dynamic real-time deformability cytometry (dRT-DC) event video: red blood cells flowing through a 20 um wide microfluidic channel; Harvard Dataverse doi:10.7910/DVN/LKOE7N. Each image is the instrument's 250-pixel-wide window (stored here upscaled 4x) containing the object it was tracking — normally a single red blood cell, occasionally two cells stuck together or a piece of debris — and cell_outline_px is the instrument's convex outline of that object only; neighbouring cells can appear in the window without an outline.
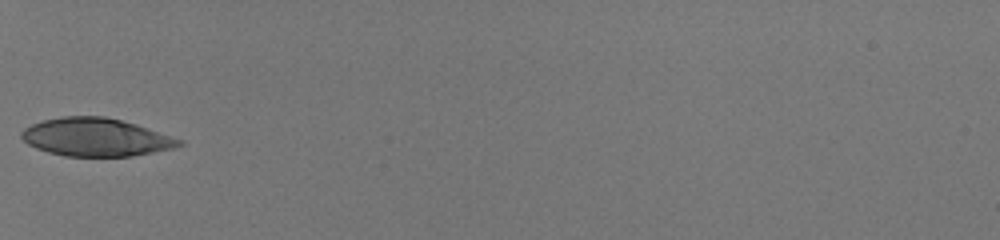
{"species": "human", "species_latin": "Homo sapiens", "temperature_condition": "room temperature", "stored_images_in_passage": 29, "camera_frame_rate_fps": 3000, "um_per_image_px": 0.085, "donor": {"sex": "male"}, "frame": {"image": 1, "passage_image": 1, "time_ms": 0.0, "image_size_px": [1000, 240], "cell_outline_px": [[184, 144], [172, 148], [132, 156], [64, 156], [48, 152], [36, 148], [28, 144], [20, 136], [20, 132], [24, 128], [32, 124], [44, 120], [60, 116], [104, 116], [136, 124], [184, 140]], "centroid_in_image_um": [8.13, 11.66], "position_along_channel_um": 76.9, "area_um2": 34.91}}
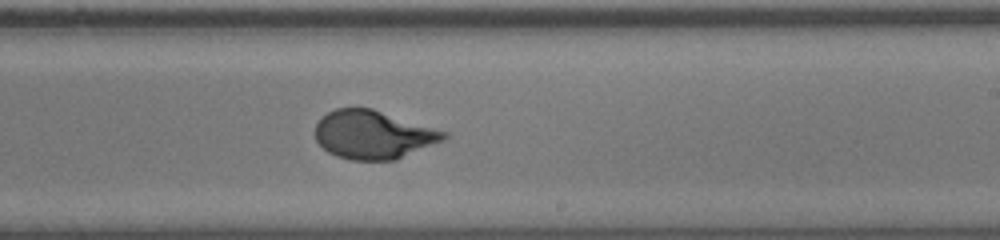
{"frame": {"image": 2, "passage_image": 15, "time_ms": 4.667, "image_size_px": [1000, 240], "cell_outline_px": [[448, 136], [444, 140], [396, 160], [348, 160], [336, 156], [328, 152], [316, 140], [316, 124], [328, 112], [336, 108], [372, 108], [448, 132]], "centroid_in_image_um": [31.74, 11.46], "position_along_channel_um": 257.3, "area_um2": 36.18}}
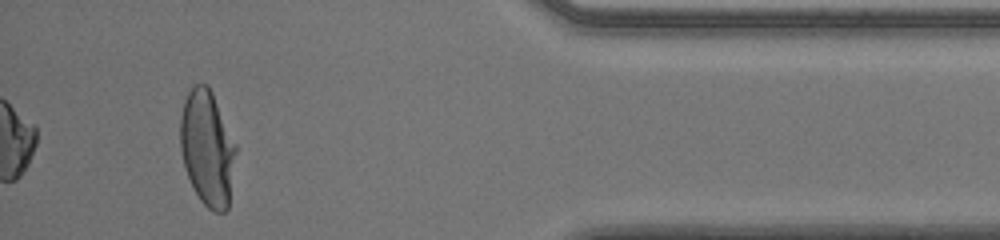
{"frame": {"image": 3, "passage_image": 29, "time_ms": 9.333, "image_size_px": [1000, 240], "cell_outline_px": [[236, 152], [228, 208], [224, 212], [212, 212], [200, 200], [188, 176], [184, 164], [180, 148], [180, 116], [184, 100], [188, 92], [196, 84], [208, 84], [212, 92], [236, 144]], "centroid_in_image_um": [17.62, 12.59], "position_along_channel_um": 417.6, "area_um2": 37.17}, "authors_computed_cell_mechanics": {"area_um2": 36.1828, "velocity_mm_per_s": 4.0418, "shape_relaxation_time_tau1_ms": 3.9363, "shape_relaxation_time_tau2_ms": null, "deformation_change_tau1": 0.2168, "deformation_change_tau2": null}}